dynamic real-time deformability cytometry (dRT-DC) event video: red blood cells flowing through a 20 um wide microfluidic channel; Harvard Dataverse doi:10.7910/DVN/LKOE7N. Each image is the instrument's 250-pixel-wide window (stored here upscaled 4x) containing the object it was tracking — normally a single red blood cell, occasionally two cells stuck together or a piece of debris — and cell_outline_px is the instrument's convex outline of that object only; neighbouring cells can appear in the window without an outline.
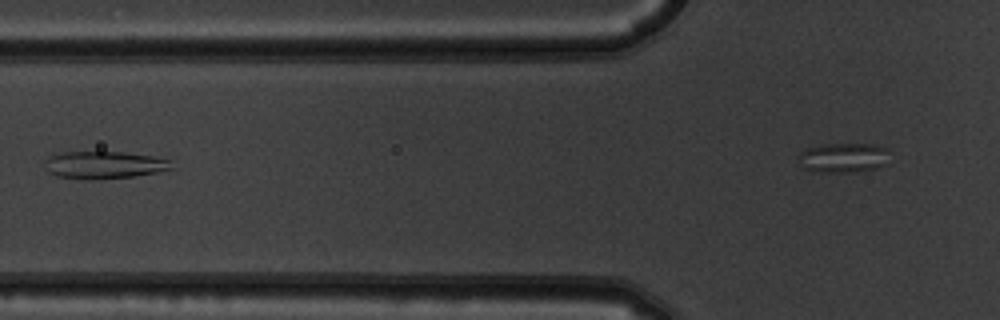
{"species": "common noctule bat (a hibernating species)", "species_latin": "Nyctalus noctula", "temperature_condition": "warm", "stored_images_in_passage": 8, "camera_frame_rate_fps": 3000, "um_per_image_px": 0.085, "animal": {"sex": "male", "body_mass_g": 19.5, "forearm_length_mm": 54.6}, "frame": {"image": 1, "passage_image": 7, "time_ms": 2.0, "image_size_px": [1000, 320], "cell_outline_px": [[176, 168], [156, 172], [132, 176], [96, 180], [84, 180], [56, 176], [48, 172], [44, 168], [44, 160], [48, 156], [60, 152], [124, 152], [152, 156], [172, 160]], "centroid_in_image_um": [8.83, 14.02], "position_along_channel_um": 117.0, "area_um2": 20.69}}